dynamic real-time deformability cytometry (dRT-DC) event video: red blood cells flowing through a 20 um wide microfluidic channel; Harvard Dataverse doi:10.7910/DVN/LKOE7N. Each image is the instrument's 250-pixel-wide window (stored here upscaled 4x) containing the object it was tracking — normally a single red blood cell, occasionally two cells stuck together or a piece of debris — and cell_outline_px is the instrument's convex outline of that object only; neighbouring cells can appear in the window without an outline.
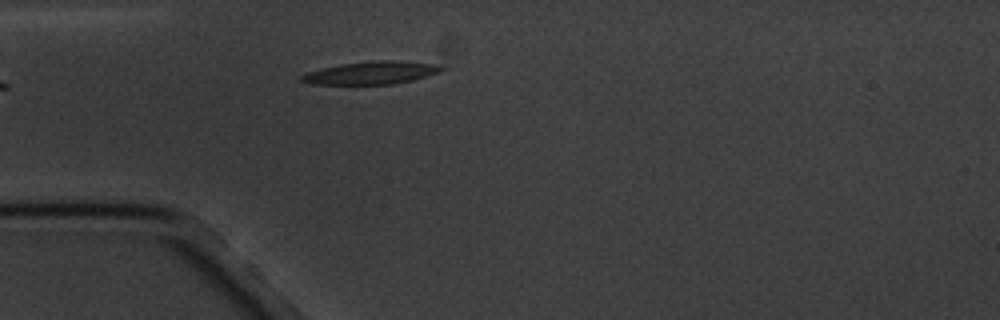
{"species": "common noctule bat (a hibernating species)", "species_latin": "Nyctalus noctula", "temperature_condition": "cold", "stored_images_in_passage": 3, "camera_frame_rate_fps": 3000, "um_per_image_px": 0.085, "animal": {"sex": "male", "body_mass_g": 20.1, "forearm_length_mm": 53.5}, "frame": {"image": 1, "passage_image": 3, "time_ms": 2.667, "image_size_px": [1000, 320], "cell_outline_px": [[444, 68], [440, 72], [412, 80], [392, 84], [312, 84], [300, 80], [300, 76], [308, 72], [340, 64], [372, 60], [400, 60], [432, 64]], "centroid_in_image_um": [31.55, 6.18], "position_along_channel_um": 53.5, "area_um2": 18.38}}